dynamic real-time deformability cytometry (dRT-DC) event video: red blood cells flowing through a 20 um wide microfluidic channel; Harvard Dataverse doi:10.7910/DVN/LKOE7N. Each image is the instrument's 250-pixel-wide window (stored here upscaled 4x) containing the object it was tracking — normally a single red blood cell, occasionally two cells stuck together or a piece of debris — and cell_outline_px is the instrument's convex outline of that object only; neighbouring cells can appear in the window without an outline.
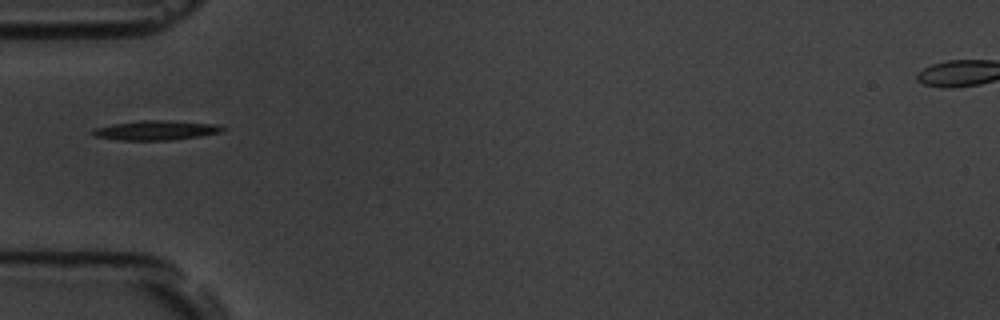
{"species": "common noctule bat (a hibernating species)", "species_latin": "Nyctalus noctula", "temperature_condition": "room temperature", "stored_images_in_passage": 3, "camera_frame_rate_fps": 3000, "um_per_image_px": 0.085, "animal": {"sex": "male", "body_mass_g": 19.5, "forearm_length_mm": 54.6}, "frame": {"image": 1, "passage_image": 1, "time_ms": 0.0, "image_size_px": [1000, 320], "cell_outline_px": [[224, 128], [220, 132], [200, 136], [172, 140], [120, 140], [96, 136], [92, 132], [92, 128], [112, 124], [140, 120], [168, 120], [220, 124]], "centroid_in_image_um": [13.27, 11.06], "position_along_channel_um": 71.7, "area_um2": 14.8}}
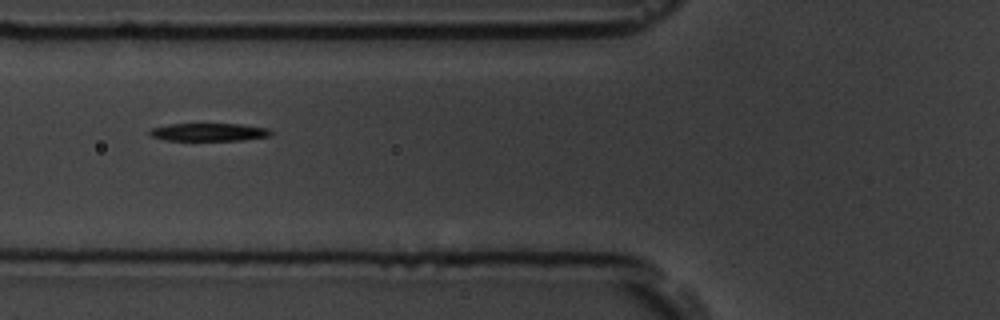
{"frame": {"image": 2, "passage_image": 2, "time_ms": 0.333, "image_size_px": [1000, 320], "cell_outline_px": [[272, 132], [268, 136], [244, 140], [164, 140], [152, 136], [148, 132], [152, 128], [168, 124], [240, 124], [268, 128]], "centroid_in_image_um": [17.74, 11.23], "position_along_channel_um": 108.1, "area_um2": 12.48}}
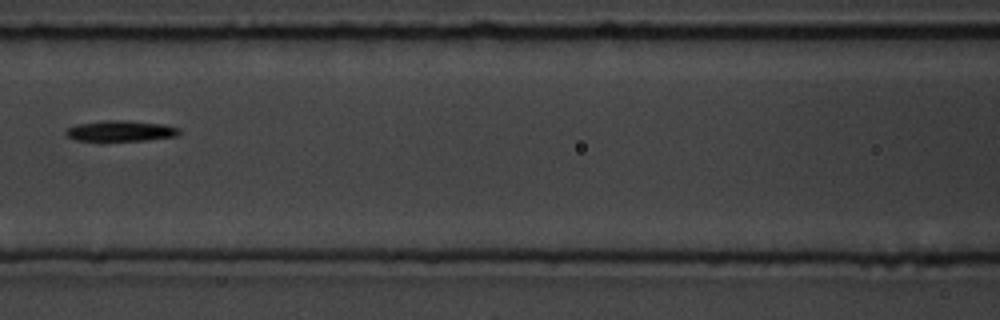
{"frame": {"image": 3, "passage_image": 3, "time_ms": 0.667, "image_size_px": [1000, 320], "cell_outline_px": [[180, 132], [176, 136], [148, 140], [100, 144], [76, 140], [68, 136], [64, 132], [68, 128], [76, 124], [104, 120], [124, 120], [164, 124], [180, 128]], "centroid_in_image_um": [10.2, 11.18], "position_along_channel_um": 156.4, "area_um2": 14.62}}